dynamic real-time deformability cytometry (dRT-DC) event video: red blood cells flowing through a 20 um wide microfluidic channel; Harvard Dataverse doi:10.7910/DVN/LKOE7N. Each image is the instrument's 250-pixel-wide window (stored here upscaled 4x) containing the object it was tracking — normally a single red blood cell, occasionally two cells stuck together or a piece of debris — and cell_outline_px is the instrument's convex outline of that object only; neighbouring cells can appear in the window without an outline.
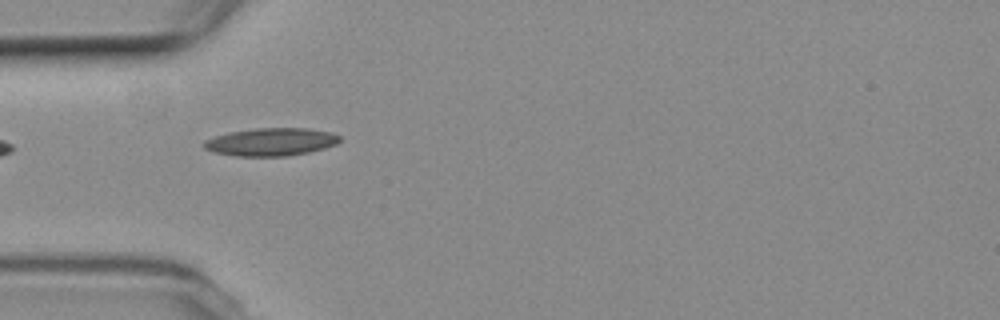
{"species": "common noctule bat (a hibernating species)", "species_latin": "Nyctalus noctula", "temperature_condition": "room temperature", "stored_images_in_passage": 3, "camera_frame_rate_fps": 3000, "um_per_image_px": 0.085, "animal": {"sex": "female", "body_mass_g": 19.3, "forearm_length_mm": 54.1}, "frame": {"image": 1, "passage_image": 1, "time_ms": 0.0, "image_size_px": [1000, 320], "cell_outline_px": [[340, 140], [336, 144], [324, 148], [308, 152], [288, 156], [236, 156], [212, 152], [204, 148], [200, 144], [204, 140], [216, 136], [232, 132], [256, 128], [308, 128], [332, 132], [340, 136]], "centroid_in_image_um": [23.02, 12.06], "position_along_channel_um": 62.0, "area_um2": 22.08}}
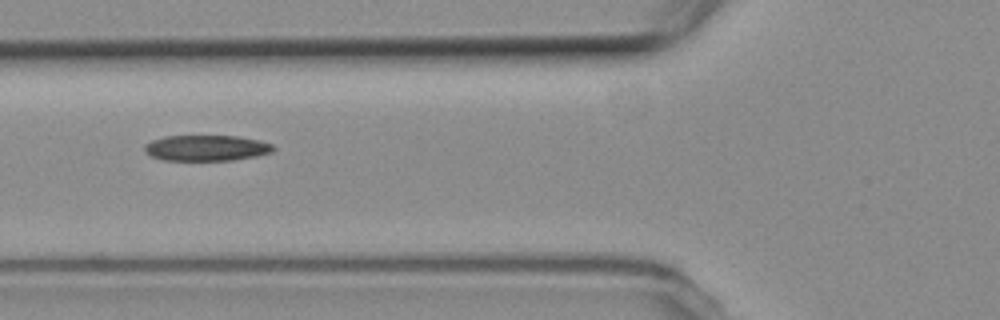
{"frame": {"image": 2, "passage_image": 2, "time_ms": 1.333, "image_size_px": [1000, 320], "cell_outline_px": [[276, 148], [272, 152], [256, 156], [232, 160], [160, 160], [144, 152], [144, 144], [152, 140], [164, 136], [236, 136], [260, 140], [272, 144]], "centroid_in_image_um": [17.53, 12.58], "position_along_channel_um": 108.3, "area_um2": 19.42}}
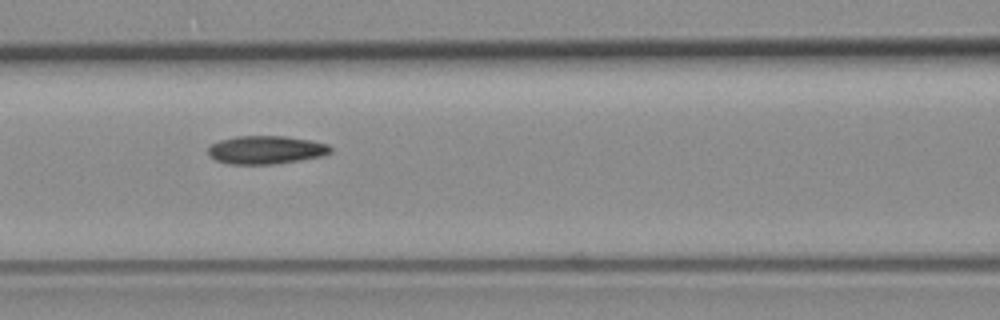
{"frame": {"image": 3, "passage_image": 3, "time_ms": 2.333, "image_size_px": [1000, 320], "cell_outline_px": [[332, 152], [324, 156], [276, 164], [228, 164], [216, 160], [208, 152], [208, 148], [212, 144], [220, 140], [236, 136], [284, 136], [308, 140], [328, 144], [332, 148]], "centroid_in_image_um": [22.64, 12.74], "position_along_channel_um": 144.0, "area_um2": 20.11}}